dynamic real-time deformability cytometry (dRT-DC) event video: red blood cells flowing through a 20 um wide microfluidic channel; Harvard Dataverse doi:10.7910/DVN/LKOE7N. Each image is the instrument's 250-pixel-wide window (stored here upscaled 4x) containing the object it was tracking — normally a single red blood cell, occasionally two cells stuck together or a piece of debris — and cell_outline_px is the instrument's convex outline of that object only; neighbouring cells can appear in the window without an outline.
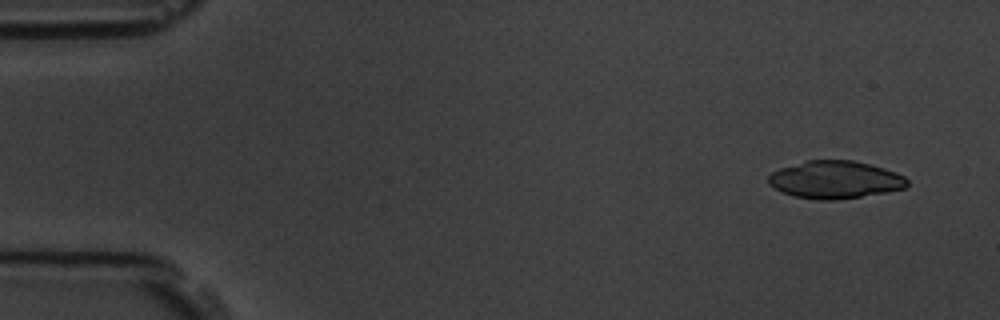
{"species": "common noctule bat (a hibernating species)", "species_latin": "Nyctalus noctula", "temperature_condition": "room temperature", "stored_images_in_passage": 5, "camera_frame_rate_fps": 3000, "um_per_image_px": 0.085, "animal": {"sex": "male", "body_mass_g": 19.5, "forearm_length_mm": 54.6}, "frame": {"image": 1, "passage_image": 2, "time_ms": 1.0, "image_size_px": [1000, 320], "cell_outline_px": [[908, 184], [904, 188], [884, 192], [836, 200], [816, 200], [792, 196], [768, 184], [768, 176], [772, 172], [780, 168], [808, 160], [852, 160], [872, 164], [896, 172], [904, 176], [908, 180]], "centroid_in_image_um": [70.98, 15.27], "position_along_channel_um": 14.0, "area_um2": 30.35}}